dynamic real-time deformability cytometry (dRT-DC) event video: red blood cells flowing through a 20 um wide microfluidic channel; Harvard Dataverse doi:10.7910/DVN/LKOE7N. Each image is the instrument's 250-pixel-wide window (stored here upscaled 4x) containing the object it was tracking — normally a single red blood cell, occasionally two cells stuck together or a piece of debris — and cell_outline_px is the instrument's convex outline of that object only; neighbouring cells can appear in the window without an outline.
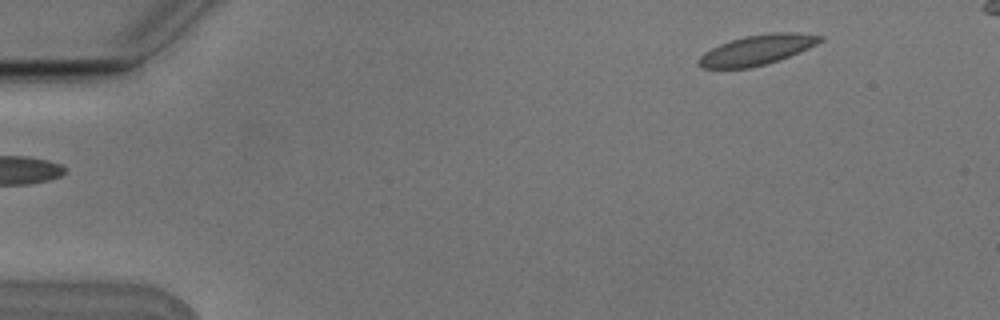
{"species": "Egyptian fruit bat (a non-hibernating species)", "species_latin": "Rousettus aegyptiacus", "temperature_condition": "cold", "stored_images_in_passage": 5, "camera_frame_rate_fps": 3000, "um_per_image_px": 0.085, "animal": {"sex": "male"}, "frame": {"image": 1, "passage_image": 1, "time_ms": 0.0, "image_size_px": [1000, 320], "cell_outline_px": [[824, 40], [808, 48], [788, 56], [764, 64], [748, 68], [700, 68], [700, 56], [704, 52], [720, 44], [744, 36], [772, 32], [800, 32], [824, 36]], "centroid_in_image_um": [64.38, 4.22], "position_along_channel_um": 20.6, "area_um2": 20.92}}